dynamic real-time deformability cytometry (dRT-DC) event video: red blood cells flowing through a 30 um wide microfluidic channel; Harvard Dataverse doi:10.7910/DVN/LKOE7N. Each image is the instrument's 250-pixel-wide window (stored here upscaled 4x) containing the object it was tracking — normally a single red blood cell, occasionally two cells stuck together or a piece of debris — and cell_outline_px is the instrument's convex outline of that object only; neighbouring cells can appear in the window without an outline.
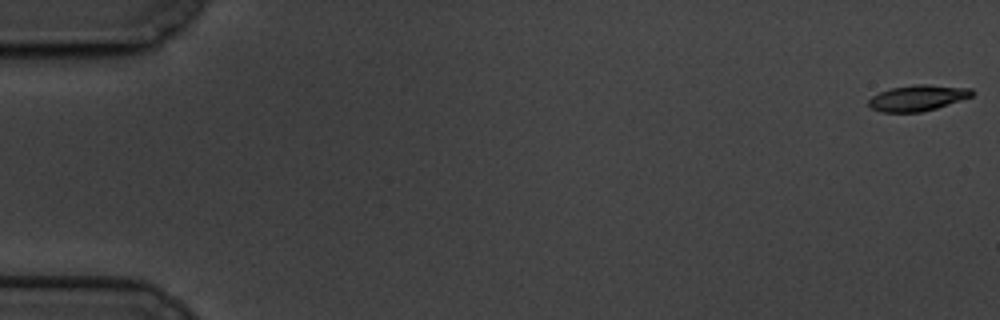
{"species": "common noctule bat (a hibernating species)", "species_latin": "Nyctalus noctula", "temperature_condition": "cold", "stored_images_in_passage": 61, "camera_frame_rate_fps": 3000, "um_per_image_px": 0.085, "animal": {"sex": "male", "body_mass_g": 19.5, "forearm_length_mm": 54.6}, "frame": {"image": 1, "passage_image": 1, "time_ms": 0.0, "image_size_px": [1000, 320], "cell_outline_px": [[976, 92], [972, 96], [936, 108], [920, 112], [880, 112], [872, 108], [868, 104], [868, 100], [872, 96], [880, 92], [892, 88], [916, 84], [928, 84], [972, 88]], "centroid_in_image_um": [78.02, 8.32], "position_along_channel_um": 7.0, "area_um2": 15.55}}
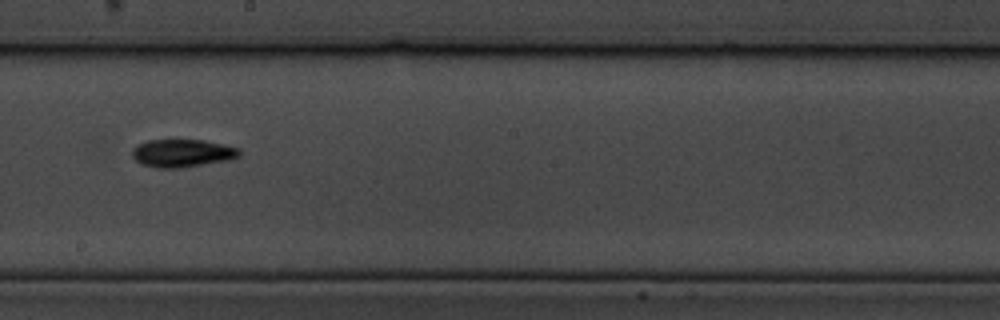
{"frame": {"image": 2, "passage_image": 35, "time_ms": 11.333, "image_size_px": [1000, 320], "cell_outline_px": [[240, 156], [228, 160], [180, 168], [156, 168], [140, 164], [132, 156], [132, 148], [136, 144], [148, 140], [204, 140], [224, 144], [240, 148]], "centroid_in_image_um": [15.47, 13.01], "position_along_channel_um": 232.7, "area_um2": 17.57}}
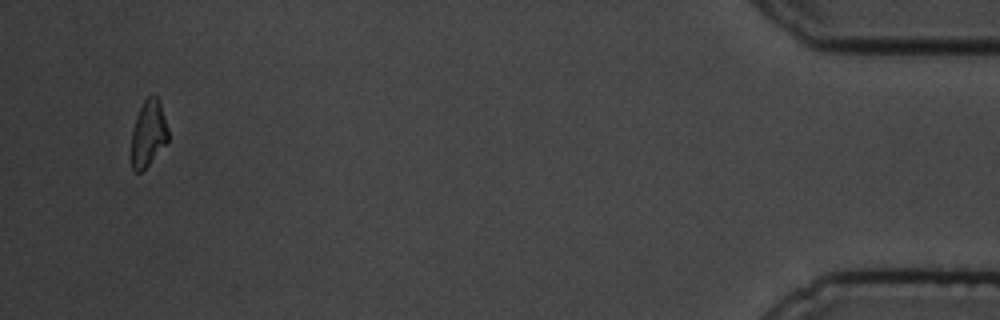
{"frame": {"image": 3, "passage_image": 59, "time_ms": 19.333, "image_size_px": [1000, 320], "cell_outline_px": [[168, 140], [148, 164], [140, 172], [136, 172], [132, 168], [132, 132], [136, 116], [144, 100], [152, 92], [160, 100], [168, 128]], "centroid_in_image_um": [12.62, 11.27], "position_along_channel_um": 422.6, "area_um2": 14.05}, "authors_computed_cell_mechanics": {"area_um2": 15.9528, "velocity_mm_per_s": 3.3293, "shape_relaxation_time_tau1_ms": 3.7594, "shape_relaxation_time_tau2_ms": null, "deformation_change_tau1": 0.1592, "deformation_change_tau2": null}}